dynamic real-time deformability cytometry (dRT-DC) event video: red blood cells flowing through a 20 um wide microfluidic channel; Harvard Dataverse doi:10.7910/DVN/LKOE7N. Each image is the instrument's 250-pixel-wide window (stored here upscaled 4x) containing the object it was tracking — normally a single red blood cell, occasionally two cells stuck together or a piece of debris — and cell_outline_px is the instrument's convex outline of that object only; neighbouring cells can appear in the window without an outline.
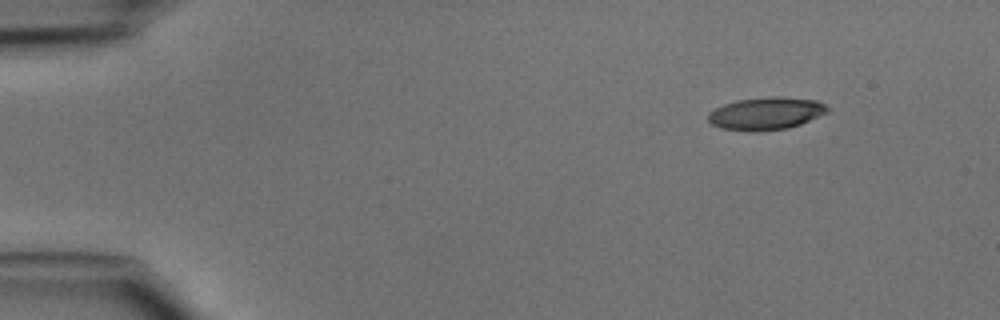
{"species": "common noctule bat (a hibernating species)", "species_latin": "Nyctalus noctula", "temperature_condition": "cold", "stored_images_in_passage": 43, "camera_frame_rate_fps": 3000, "um_per_image_px": 0.085, "animal": {"sex": "male", "body_mass_g": 15.6}, "frame": {"image": 1, "passage_image": 1, "time_ms": 0.0, "image_size_px": [1000, 320], "cell_outline_px": [[828, 112], [800, 124], [788, 128], [756, 132], [748, 132], [720, 128], [712, 124], [708, 120], [708, 112], [724, 104], [736, 100], [776, 96], [816, 100], [824, 104], [828, 108]], "centroid_in_image_um": [65.08, 9.66], "position_along_channel_um": 19.9, "area_um2": 22.66}}
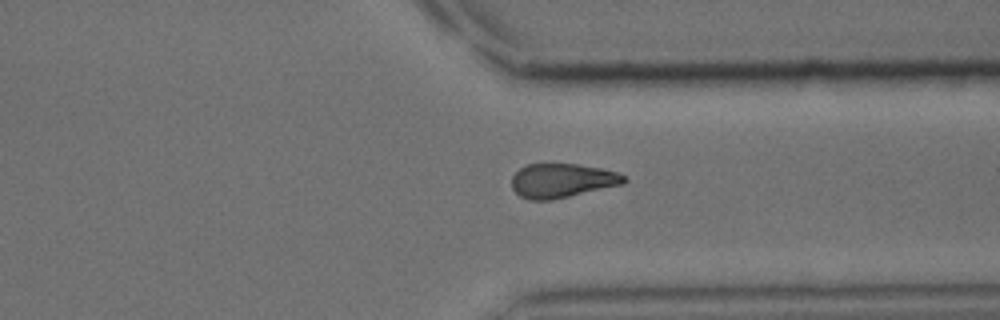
{"frame": {"image": 2, "passage_image": 32, "time_ms": 10.333, "image_size_px": [1000, 320], "cell_outline_px": [[628, 180], [624, 184], [568, 196], [548, 200], [528, 200], [520, 196], [512, 188], [512, 176], [520, 168], [528, 164], [576, 164], [600, 168], [616, 172], [624, 176]], "centroid_in_image_um": [47.76, 15.35], "position_along_channel_um": 363.6, "area_um2": 22.14}}
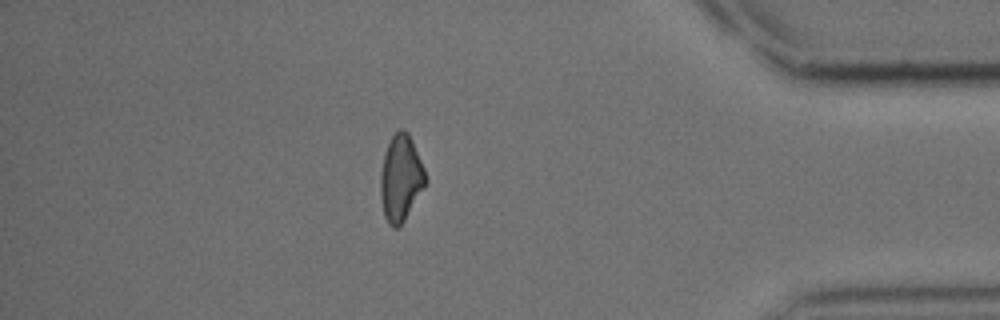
{"frame": {"image": 3, "passage_image": 37, "time_ms": 12.0, "image_size_px": [1000, 320], "cell_outline_px": [[428, 180], [424, 188], [404, 220], [396, 228], [392, 228], [388, 224], [384, 216], [380, 196], [380, 172], [384, 152], [392, 136], [400, 128], [404, 128], [408, 132], [412, 140], [424, 168]], "centroid_in_image_um": [34.06, 15.13], "position_along_channel_um": 401.1, "area_um2": 22.77}}